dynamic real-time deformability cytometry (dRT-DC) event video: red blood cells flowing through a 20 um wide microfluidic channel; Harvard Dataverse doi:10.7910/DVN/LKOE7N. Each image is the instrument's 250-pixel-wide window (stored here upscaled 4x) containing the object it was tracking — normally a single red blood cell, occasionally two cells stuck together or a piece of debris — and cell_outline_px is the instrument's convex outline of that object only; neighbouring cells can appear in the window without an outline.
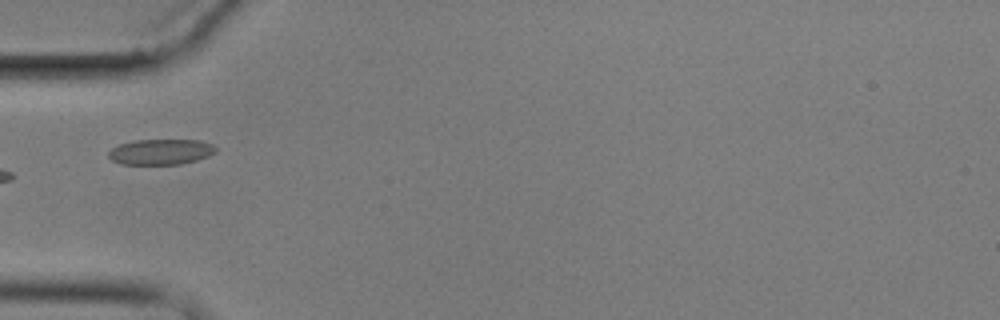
{"species": "common noctule bat (a hibernating species)", "species_latin": "Nyctalus noctula", "temperature_condition": "cold", "stored_images_in_passage": 8, "camera_frame_rate_fps": 3000, "um_per_image_px": 0.085, "animal": {"sex": "male", "body_mass_g": 17.9}, "frame": {"image": 1, "passage_image": 5, "time_ms": 4.667, "image_size_px": [1000, 320], "cell_outline_px": [[216, 152], [208, 156], [196, 160], [180, 164], [120, 164], [112, 160], [108, 156], [108, 152], [112, 148], [120, 144], [136, 140], [200, 140], [212, 144], [216, 148]], "centroid_in_image_um": [13.66, 12.9], "position_along_channel_um": 71.3, "area_um2": 15.9}}
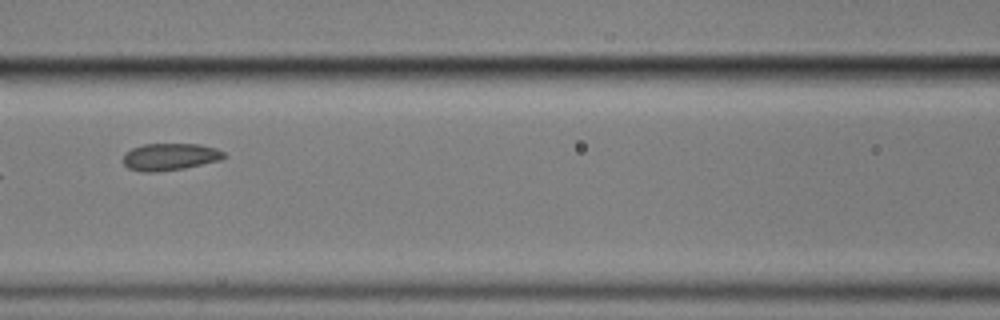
{"frame": {"image": 2, "passage_image": 7, "time_ms": 7.0, "image_size_px": [1000, 320], "cell_outline_px": [[228, 156], [220, 160], [184, 168], [156, 172], [144, 172], [128, 168], [124, 164], [124, 152], [132, 148], [144, 144], [200, 144], [216, 148], [224, 152]], "centroid_in_image_um": [14.46, 13.32], "position_along_channel_um": 152.1, "area_um2": 15.95}}
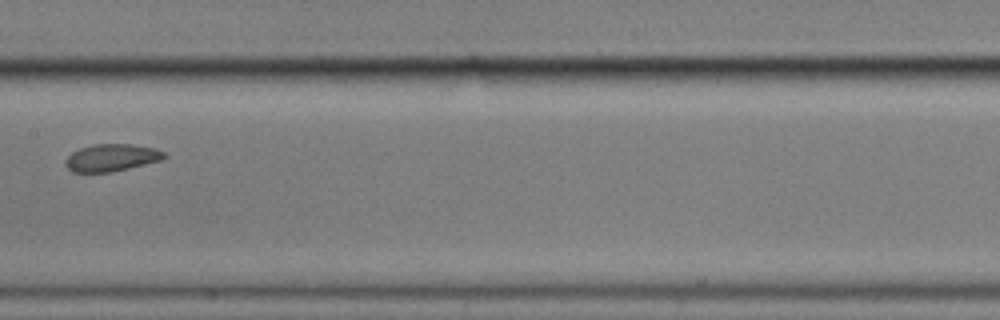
{"frame": {"image": 3, "passage_image": 8, "time_ms": 8.333, "image_size_px": [1000, 320], "cell_outline_px": [[168, 156], [160, 160], [112, 172], [72, 172], [64, 164], [64, 160], [72, 152], [80, 148], [96, 144], [128, 144], [156, 148], [164, 152]], "centroid_in_image_um": [9.46, 13.4], "position_along_channel_um": 197.9, "area_um2": 15.61}}